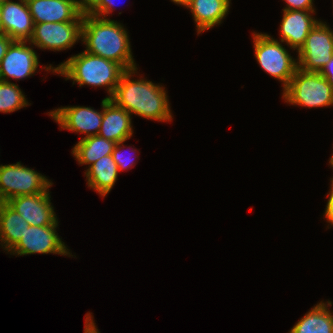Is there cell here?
I'll return each mask as SVG.
<instances>
[{"label":"cell","instance_id":"obj_1","mask_svg":"<svg viewBox=\"0 0 333 333\" xmlns=\"http://www.w3.org/2000/svg\"><path fill=\"white\" fill-rule=\"evenodd\" d=\"M138 68L126 70L110 98L128 113L148 120L171 122L173 115L165 87L144 78L133 79Z\"/></svg>","mask_w":333,"mask_h":333},{"label":"cell","instance_id":"obj_2","mask_svg":"<svg viewBox=\"0 0 333 333\" xmlns=\"http://www.w3.org/2000/svg\"><path fill=\"white\" fill-rule=\"evenodd\" d=\"M122 23L110 18L83 15L81 41L86 52L120 64L125 70L137 68L129 34Z\"/></svg>","mask_w":333,"mask_h":333},{"label":"cell","instance_id":"obj_3","mask_svg":"<svg viewBox=\"0 0 333 333\" xmlns=\"http://www.w3.org/2000/svg\"><path fill=\"white\" fill-rule=\"evenodd\" d=\"M45 71L65 77V80H72L73 84L78 83L79 87L83 85L94 87H105L109 96L112 97L120 77L126 71L120 64L115 61L102 58L83 51L79 54L72 55L63 63L53 67L42 66Z\"/></svg>","mask_w":333,"mask_h":333},{"label":"cell","instance_id":"obj_4","mask_svg":"<svg viewBox=\"0 0 333 333\" xmlns=\"http://www.w3.org/2000/svg\"><path fill=\"white\" fill-rule=\"evenodd\" d=\"M282 98L294 106L318 108L333 106V88L319 72L297 67Z\"/></svg>","mask_w":333,"mask_h":333},{"label":"cell","instance_id":"obj_5","mask_svg":"<svg viewBox=\"0 0 333 333\" xmlns=\"http://www.w3.org/2000/svg\"><path fill=\"white\" fill-rule=\"evenodd\" d=\"M255 58L261 68L274 79L283 84V90L288 86L298 67L297 59L289 51L266 33H253Z\"/></svg>","mask_w":333,"mask_h":333},{"label":"cell","instance_id":"obj_6","mask_svg":"<svg viewBox=\"0 0 333 333\" xmlns=\"http://www.w3.org/2000/svg\"><path fill=\"white\" fill-rule=\"evenodd\" d=\"M52 185L46 176L20 162L0 165V202L17 196L43 193L50 190Z\"/></svg>","mask_w":333,"mask_h":333},{"label":"cell","instance_id":"obj_7","mask_svg":"<svg viewBox=\"0 0 333 333\" xmlns=\"http://www.w3.org/2000/svg\"><path fill=\"white\" fill-rule=\"evenodd\" d=\"M296 52L300 69L320 72L333 56V30L326 22L319 21Z\"/></svg>","mask_w":333,"mask_h":333},{"label":"cell","instance_id":"obj_8","mask_svg":"<svg viewBox=\"0 0 333 333\" xmlns=\"http://www.w3.org/2000/svg\"><path fill=\"white\" fill-rule=\"evenodd\" d=\"M58 220L53 225L31 226L26 228L18 244L10 251V255L57 254L73 257L56 231Z\"/></svg>","mask_w":333,"mask_h":333},{"label":"cell","instance_id":"obj_9","mask_svg":"<svg viewBox=\"0 0 333 333\" xmlns=\"http://www.w3.org/2000/svg\"><path fill=\"white\" fill-rule=\"evenodd\" d=\"M81 27L82 22L34 24L33 35L28 44L54 52L67 50L81 40Z\"/></svg>","mask_w":333,"mask_h":333},{"label":"cell","instance_id":"obj_10","mask_svg":"<svg viewBox=\"0 0 333 333\" xmlns=\"http://www.w3.org/2000/svg\"><path fill=\"white\" fill-rule=\"evenodd\" d=\"M101 106V111L84 106L60 107L51 110L48 115L59 124L61 129L86 134L83 138H87L98 135L100 131L103 119V100Z\"/></svg>","mask_w":333,"mask_h":333},{"label":"cell","instance_id":"obj_11","mask_svg":"<svg viewBox=\"0 0 333 333\" xmlns=\"http://www.w3.org/2000/svg\"><path fill=\"white\" fill-rule=\"evenodd\" d=\"M28 41H13L0 63V80L9 82V78L22 80L36 74L39 57Z\"/></svg>","mask_w":333,"mask_h":333},{"label":"cell","instance_id":"obj_12","mask_svg":"<svg viewBox=\"0 0 333 333\" xmlns=\"http://www.w3.org/2000/svg\"><path fill=\"white\" fill-rule=\"evenodd\" d=\"M49 190L43 193L22 195L6 203L31 226L53 225L58 219L51 205Z\"/></svg>","mask_w":333,"mask_h":333},{"label":"cell","instance_id":"obj_13","mask_svg":"<svg viewBox=\"0 0 333 333\" xmlns=\"http://www.w3.org/2000/svg\"><path fill=\"white\" fill-rule=\"evenodd\" d=\"M0 19L3 34L13 41H29L34 31V22L26 0H6L0 4Z\"/></svg>","mask_w":333,"mask_h":333},{"label":"cell","instance_id":"obj_14","mask_svg":"<svg viewBox=\"0 0 333 333\" xmlns=\"http://www.w3.org/2000/svg\"><path fill=\"white\" fill-rule=\"evenodd\" d=\"M34 24L83 22L75 0H26Z\"/></svg>","mask_w":333,"mask_h":333},{"label":"cell","instance_id":"obj_15","mask_svg":"<svg viewBox=\"0 0 333 333\" xmlns=\"http://www.w3.org/2000/svg\"><path fill=\"white\" fill-rule=\"evenodd\" d=\"M315 11L283 10L280 24V42L287 43L292 50H299L306 37L314 26L320 21L315 19ZM313 16V17H312Z\"/></svg>","mask_w":333,"mask_h":333},{"label":"cell","instance_id":"obj_16","mask_svg":"<svg viewBox=\"0 0 333 333\" xmlns=\"http://www.w3.org/2000/svg\"><path fill=\"white\" fill-rule=\"evenodd\" d=\"M131 114L107 97L103 99V119L99 136L115 143L126 141L133 135Z\"/></svg>","mask_w":333,"mask_h":333},{"label":"cell","instance_id":"obj_17","mask_svg":"<svg viewBox=\"0 0 333 333\" xmlns=\"http://www.w3.org/2000/svg\"><path fill=\"white\" fill-rule=\"evenodd\" d=\"M231 0H189L183 7L189 8L198 35L220 25L230 9Z\"/></svg>","mask_w":333,"mask_h":333},{"label":"cell","instance_id":"obj_18","mask_svg":"<svg viewBox=\"0 0 333 333\" xmlns=\"http://www.w3.org/2000/svg\"><path fill=\"white\" fill-rule=\"evenodd\" d=\"M84 173L88 187L95 190L101 197H105L115 185L119 169L112 155H106L89 166Z\"/></svg>","mask_w":333,"mask_h":333},{"label":"cell","instance_id":"obj_19","mask_svg":"<svg viewBox=\"0 0 333 333\" xmlns=\"http://www.w3.org/2000/svg\"><path fill=\"white\" fill-rule=\"evenodd\" d=\"M28 227L19 213L6 202H0V245L7 253L18 244Z\"/></svg>","mask_w":333,"mask_h":333},{"label":"cell","instance_id":"obj_20","mask_svg":"<svg viewBox=\"0 0 333 333\" xmlns=\"http://www.w3.org/2000/svg\"><path fill=\"white\" fill-rule=\"evenodd\" d=\"M332 302L320 301L309 310L289 333H333V314L329 310Z\"/></svg>","mask_w":333,"mask_h":333},{"label":"cell","instance_id":"obj_21","mask_svg":"<svg viewBox=\"0 0 333 333\" xmlns=\"http://www.w3.org/2000/svg\"><path fill=\"white\" fill-rule=\"evenodd\" d=\"M116 143L99 135L81 138L72 149V155L79 165L91 166L98 159L111 155Z\"/></svg>","mask_w":333,"mask_h":333},{"label":"cell","instance_id":"obj_22","mask_svg":"<svg viewBox=\"0 0 333 333\" xmlns=\"http://www.w3.org/2000/svg\"><path fill=\"white\" fill-rule=\"evenodd\" d=\"M30 105L17 84L0 80V112L11 113Z\"/></svg>","mask_w":333,"mask_h":333},{"label":"cell","instance_id":"obj_23","mask_svg":"<svg viewBox=\"0 0 333 333\" xmlns=\"http://www.w3.org/2000/svg\"><path fill=\"white\" fill-rule=\"evenodd\" d=\"M126 141H121L116 143L115 148L112 152V158L115 161L116 165L118 166L119 171H125L130 169L135 165L134 158L132 156L127 157L123 154V149L125 145L123 144Z\"/></svg>","mask_w":333,"mask_h":333},{"label":"cell","instance_id":"obj_24","mask_svg":"<svg viewBox=\"0 0 333 333\" xmlns=\"http://www.w3.org/2000/svg\"><path fill=\"white\" fill-rule=\"evenodd\" d=\"M286 7L283 10H302V11H315L314 0H283Z\"/></svg>","mask_w":333,"mask_h":333},{"label":"cell","instance_id":"obj_25","mask_svg":"<svg viewBox=\"0 0 333 333\" xmlns=\"http://www.w3.org/2000/svg\"><path fill=\"white\" fill-rule=\"evenodd\" d=\"M82 15H91L103 0H75Z\"/></svg>","mask_w":333,"mask_h":333},{"label":"cell","instance_id":"obj_26","mask_svg":"<svg viewBox=\"0 0 333 333\" xmlns=\"http://www.w3.org/2000/svg\"><path fill=\"white\" fill-rule=\"evenodd\" d=\"M114 1L115 0H103L101 5L91 15L106 19V17L114 10Z\"/></svg>","mask_w":333,"mask_h":333},{"label":"cell","instance_id":"obj_27","mask_svg":"<svg viewBox=\"0 0 333 333\" xmlns=\"http://www.w3.org/2000/svg\"><path fill=\"white\" fill-rule=\"evenodd\" d=\"M330 182H331L330 190L326 196L328 198V201L323 216L325 217V219L327 220V222L331 227L333 226V178H331Z\"/></svg>","mask_w":333,"mask_h":333},{"label":"cell","instance_id":"obj_28","mask_svg":"<svg viewBox=\"0 0 333 333\" xmlns=\"http://www.w3.org/2000/svg\"><path fill=\"white\" fill-rule=\"evenodd\" d=\"M319 73L327 79V82L333 88V56Z\"/></svg>","mask_w":333,"mask_h":333},{"label":"cell","instance_id":"obj_29","mask_svg":"<svg viewBox=\"0 0 333 333\" xmlns=\"http://www.w3.org/2000/svg\"><path fill=\"white\" fill-rule=\"evenodd\" d=\"M13 40L6 34H0V63Z\"/></svg>","mask_w":333,"mask_h":333},{"label":"cell","instance_id":"obj_30","mask_svg":"<svg viewBox=\"0 0 333 333\" xmlns=\"http://www.w3.org/2000/svg\"><path fill=\"white\" fill-rule=\"evenodd\" d=\"M91 314L92 313L89 312L85 315L84 333H100Z\"/></svg>","mask_w":333,"mask_h":333},{"label":"cell","instance_id":"obj_31","mask_svg":"<svg viewBox=\"0 0 333 333\" xmlns=\"http://www.w3.org/2000/svg\"><path fill=\"white\" fill-rule=\"evenodd\" d=\"M171 1L177 5L183 6L189 0H171Z\"/></svg>","mask_w":333,"mask_h":333},{"label":"cell","instance_id":"obj_32","mask_svg":"<svg viewBox=\"0 0 333 333\" xmlns=\"http://www.w3.org/2000/svg\"><path fill=\"white\" fill-rule=\"evenodd\" d=\"M329 165L333 168V154L331 156V158L329 159Z\"/></svg>","mask_w":333,"mask_h":333},{"label":"cell","instance_id":"obj_33","mask_svg":"<svg viewBox=\"0 0 333 333\" xmlns=\"http://www.w3.org/2000/svg\"><path fill=\"white\" fill-rule=\"evenodd\" d=\"M0 34H3V27H2V24H1V19H0Z\"/></svg>","mask_w":333,"mask_h":333}]
</instances>
